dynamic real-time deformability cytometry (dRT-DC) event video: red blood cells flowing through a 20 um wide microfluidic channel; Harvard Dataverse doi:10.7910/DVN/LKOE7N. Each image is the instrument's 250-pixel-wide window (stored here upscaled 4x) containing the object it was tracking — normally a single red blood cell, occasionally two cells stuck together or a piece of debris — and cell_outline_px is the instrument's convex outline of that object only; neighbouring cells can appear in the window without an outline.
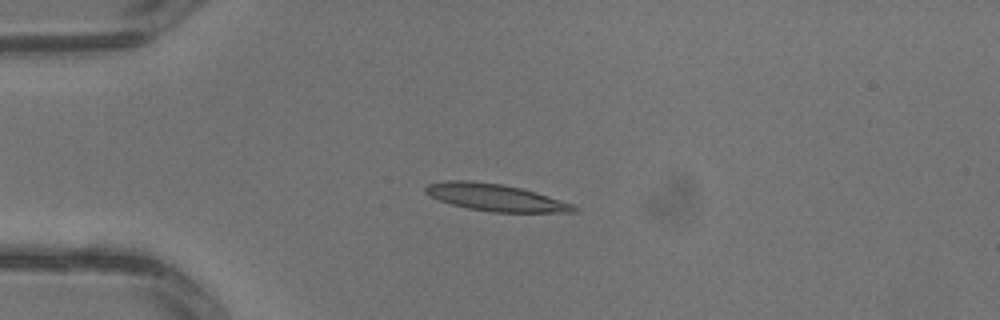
{"species": "common noctule bat (a hibernating species)", "species_latin": "Nyctalus noctula", "temperature_condition": "warm", "stored_images_in_passage": 3, "camera_frame_rate_fps": 3000, "um_per_image_px": 0.085, "animal": {"sex": "male", "body_mass_g": 13.3}, "frame": {"image": 1, "passage_image": 3, "time_ms": 0.667, "image_size_px": [1000, 320], "cell_outline_px": [[580, 208], [576, 212], [492, 212], [468, 208], [452, 204], [440, 200], [424, 192], [424, 188], [428, 184], [448, 180], [468, 180], [500, 184], [520, 188], [536, 192], [572, 204]], "centroid_in_image_um": [42.12, 16.78], "position_along_channel_um": 42.9, "area_um2": 23.12}}